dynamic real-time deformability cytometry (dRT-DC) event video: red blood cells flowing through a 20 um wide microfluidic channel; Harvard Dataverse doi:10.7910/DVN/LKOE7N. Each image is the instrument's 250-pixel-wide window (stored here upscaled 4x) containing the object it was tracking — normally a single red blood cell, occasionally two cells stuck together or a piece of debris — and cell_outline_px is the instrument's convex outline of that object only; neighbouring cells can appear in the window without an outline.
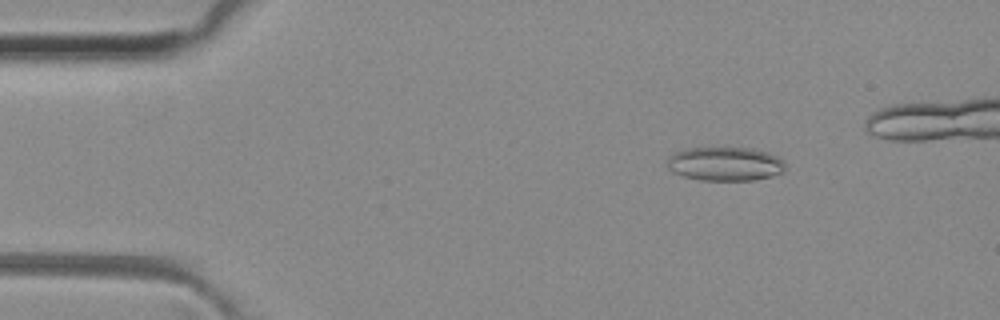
{"species": "common noctule bat (a hibernating species)", "species_latin": "Nyctalus noctula", "temperature_condition": "room temperature", "stored_images_in_passage": 43, "camera_frame_rate_fps": 3000, "um_per_image_px": 0.085, "animal": {"sex": "female", "body_mass_g": 29.2, "forearm_length_mm": 56.3}, "frame": {"image": 1, "passage_image": 6, "time_ms": 1.667, "image_size_px": [1000, 320], "cell_outline_px": [[784, 168], [780, 172], [772, 176], [756, 180], [700, 180], [684, 176], [672, 172], [668, 168], [668, 160], [676, 152], [688, 148], [752, 148], [768, 152], [780, 156], [784, 160]], "centroid_in_image_um": [61.67, 13.93], "position_along_channel_um": 23.3, "area_um2": 23.24}}
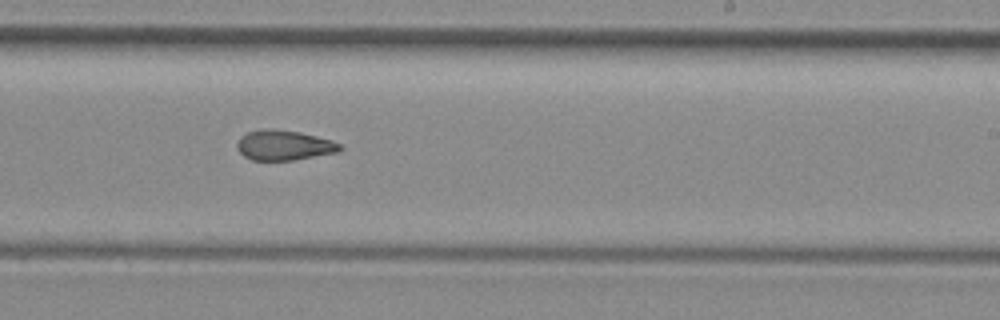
{"frame": {"image": 2, "passage_image": 29, "time_ms": 9.333, "image_size_px": [1000, 320], "cell_outline_px": [[344, 148], [340, 152], [292, 160], [252, 160], [244, 156], [236, 148], [236, 144], [240, 136], [248, 132], [264, 128], [272, 128], [300, 132], [332, 140], [340, 144]], "centroid_in_image_um": [24.14, 12.34], "position_along_channel_um": 264.9, "area_um2": 18.21}}
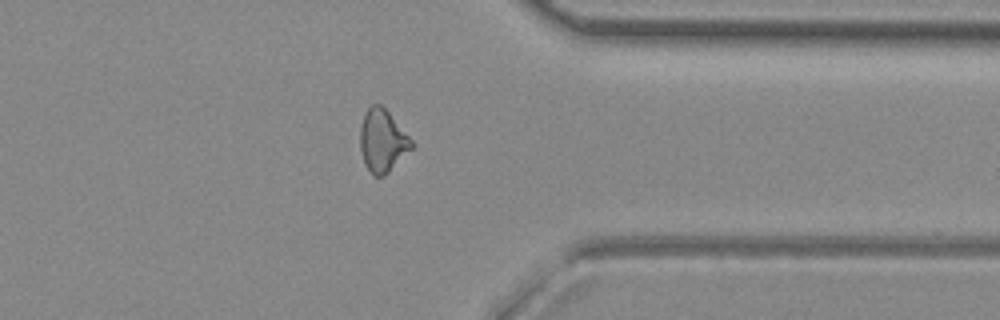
{"frame": {"image": 3, "passage_image": 38, "time_ms": 12.333, "image_size_px": [1000, 320], "cell_outline_px": [[416, 144], [384, 176], [372, 176], [364, 164], [360, 148], [360, 128], [364, 112], [372, 104], [380, 104], [388, 112]], "centroid_in_image_um": [32.49, 11.97], "position_along_channel_um": 378.9, "area_um2": 18.73}}